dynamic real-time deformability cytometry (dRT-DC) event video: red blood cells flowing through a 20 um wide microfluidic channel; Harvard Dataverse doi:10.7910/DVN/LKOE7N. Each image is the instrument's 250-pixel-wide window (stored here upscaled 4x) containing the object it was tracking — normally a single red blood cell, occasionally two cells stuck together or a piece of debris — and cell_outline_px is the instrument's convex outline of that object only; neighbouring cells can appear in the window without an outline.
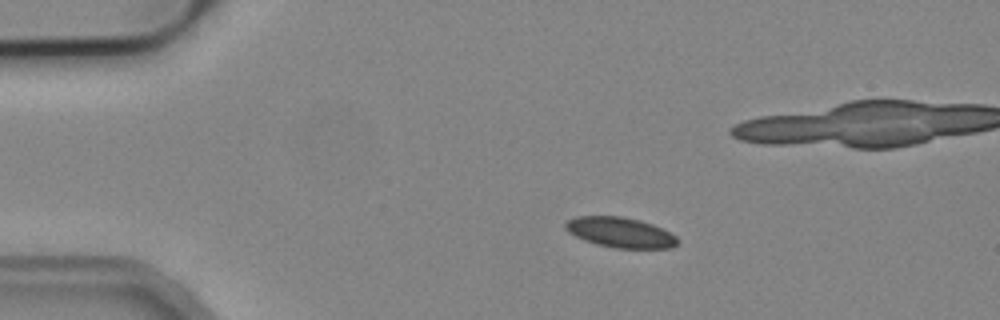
{"species": "common noctule bat (a hibernating species)", "species_latin": "Nyctalus noctula", "temperature_condition": "cold", "stored_images_in_passage": 7, "camera_frame_rate_fps": 3000, "um_per_image_px": 0.085, "animal": {"sex": "male", "body_mass_g": 19.2, "forearm_length_mm": 51.8}, "frame": {"image": 1, "passage_image": 1, "time_ms": 0.0, "image_size_px": [1000, 320], "cell_outline_px": [[680, 240], [672, 248], [612, 248], [596, 244], [584, 240], [568, 232], [564, 228], [564, 224], [568, 220], [576, 216], [620, 216], [640, 220], [652, 224], [676, 236]], "centroid_in_image_um": [52.7, 19.76], "position_along_channel_um": 32.3, "area_um2": 19.77}}
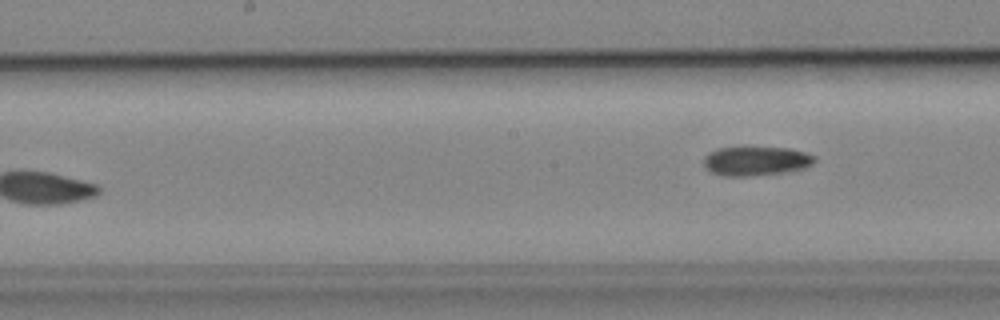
{"frame": {"image": 2, "passage_image": 7, "time_ms": 7.0, "image_size_px": [1000, 320], "cell_outline_px": [[816, 160], [812, 164], [780, 172], [748, 176], [724, 176], [712, 172], [704, 164], [704, 156], [708, 152], [716, 148], [744, 144], [788, 148], [804, 152], [816, 156]], "centroid_in_image_um": [64.17, 13.61], "position_along_channel_um": 184.0, "area_um2": 19.31}}